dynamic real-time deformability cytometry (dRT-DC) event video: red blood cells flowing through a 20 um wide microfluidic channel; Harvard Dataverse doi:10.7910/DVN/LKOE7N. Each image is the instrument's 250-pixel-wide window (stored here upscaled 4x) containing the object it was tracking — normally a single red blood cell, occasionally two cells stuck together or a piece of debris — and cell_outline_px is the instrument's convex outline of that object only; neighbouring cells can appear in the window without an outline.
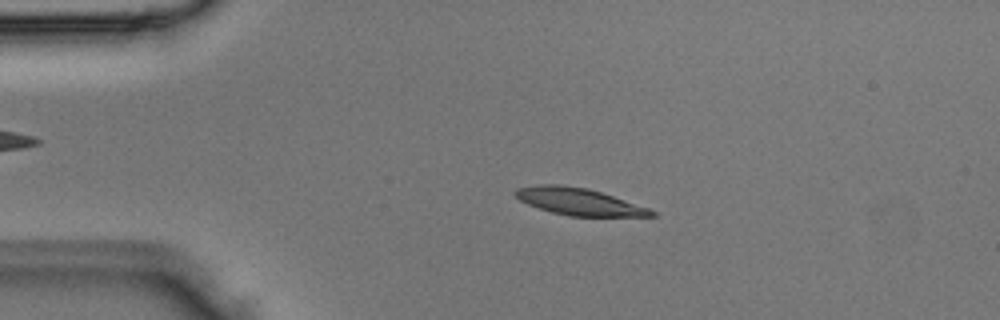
{"species": "Egyptian fruit bat (a non-hibernating species)", "species_latin": "Rousettus aegyptiacus", "temperature_condition": "room temperature", "stored_images_in_passage": 2, "camera_frame_rate_fps": 3000, "um_per_image_px": 0.085, "animal": {"sex": "male"}, "frame": {"image": 1, "passage_image": 1, "time_ms": 0.0, "image_size_px": [1000, 320], "cell_outline_px": [[656, 216], [568, 216], [552, 212], [528, 204], [520, 200], [512, 192], [516, 188], [536, 184], [560, 184], [588, 188], [648, 208], [656, 212]], "centroid_in_image_um": [49.15, 17.12], "position_along_channel_um": 35.8, "area_um2": 21.27}}